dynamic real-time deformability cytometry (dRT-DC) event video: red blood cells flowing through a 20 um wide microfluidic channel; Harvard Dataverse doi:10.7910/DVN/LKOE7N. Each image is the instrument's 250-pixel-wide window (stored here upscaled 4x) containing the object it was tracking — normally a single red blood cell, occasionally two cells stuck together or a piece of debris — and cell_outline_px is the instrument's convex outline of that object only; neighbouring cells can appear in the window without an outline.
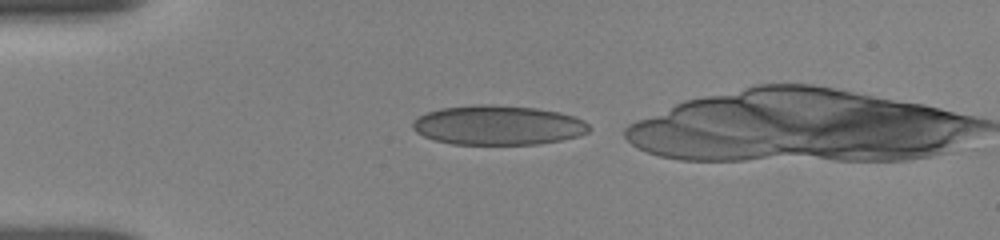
{"species": "human", "species_latin": "Homo sapiens", "temperature_condition": "room temperature", "stored_images_in_passage": 38, "camera_frame_rate_fps": 3000, "um_per_image_px": 0.085, "donor": {"sex": "female"}, "frame": {"image": 1, "passage_image": 1, "time_ms": 0.0, "image_size_px": [1000, 240], "cell_outline_px": [[592, 128], [588, 132], [580, 136], [540, 144], [452, 144], [432, 140], [416, 132], [412, 128], [412, 124], [420, 116], [428, 112], [440, 108], [480, 104], [488, 104], [536, 108], [560, 112], [576, 116], [584, 120]], "centroid_in_image_um": [42.37, 10.64], "position_along_channel_um": 42.6, "area_um2": 40.81}}
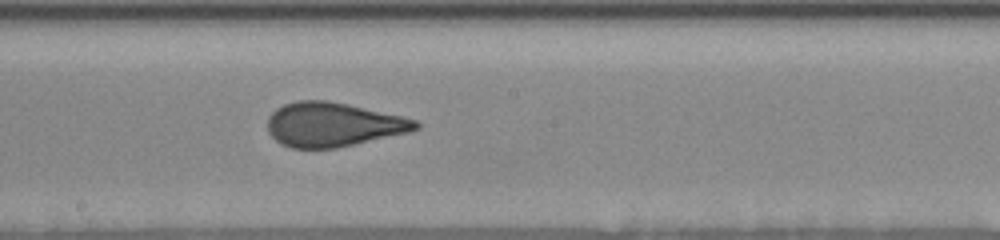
{"frame": {"image": 2, "passage_image": 25, "time_ms": 5.333, "image_size_px": [1000, 240], "cell_outline_px": [[420, 128], [408, 132], [336, 148], [292, 148], [280, 144], [268, 132], [268, 116], [276, 108], [284, 104], [296, 100], [324, 100], [348, 104], [400, 116], [416, 120], [420, 124]], "centroid_in_image_um": [28.27, 10.58], "position_along_channel_um": 219.9, "area_um2": 37.92}}
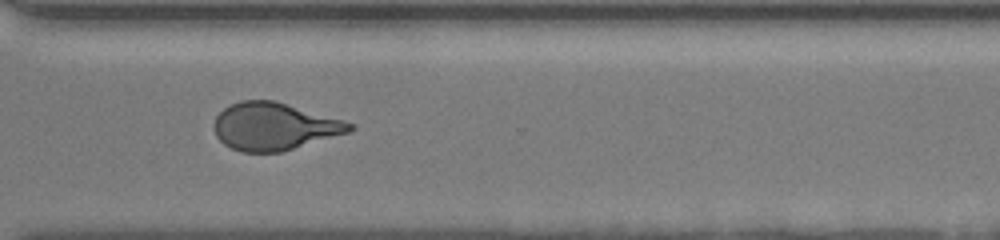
{"frame": {"image": 3, "passage_image": 37, "time_ms": 8.667, "image_size_px": [1000, 240], "cell_outline_px": [[356, 128], [348, 132], [280, 152], [244, 152], [232, 148], [224, 144], [216, 136], [212, 124], [216, 116], [224, 108], [240, 100], [272, 100], [340, 120], [352, 124]], "centroid_in_image_um": [23.22, 10.75], "position_along_channel_um": 347.4, "area_um2": 36.76}}